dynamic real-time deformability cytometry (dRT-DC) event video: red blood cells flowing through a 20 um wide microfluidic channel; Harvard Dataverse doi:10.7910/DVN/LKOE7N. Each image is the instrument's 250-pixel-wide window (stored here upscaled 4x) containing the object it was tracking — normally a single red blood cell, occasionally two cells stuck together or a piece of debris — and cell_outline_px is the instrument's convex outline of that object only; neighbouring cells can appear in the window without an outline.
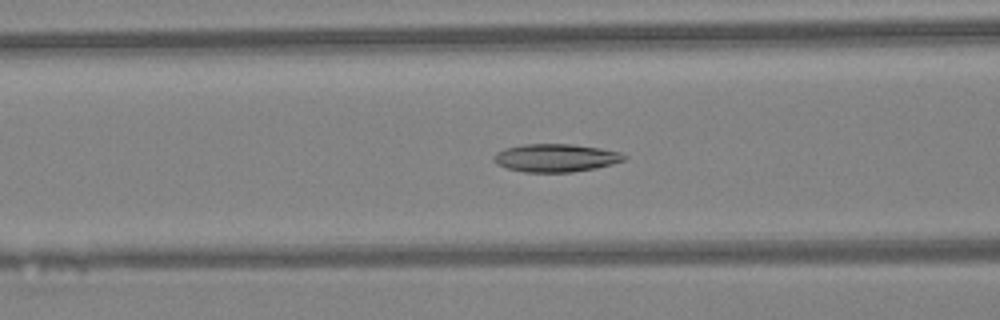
{"species": "Egyptian fruit bat (a non-hibernating species)", "species_latin": "Rousettus aegyptiacus", "temperature_condition": "warm", "stored_images_in_passage": 46, "camera_frame_rate_fps": 3000, "um_per_image_px": 0.085, "animal": {"sex": "female"}, "frame": {"image": 1, "passage_image": 18, "time_ms": 5.667, "image_size_px": [1000, 320], "cell_outline_px": [[628, 156], [624, 160], [612, 164], [596, 168], [572, 172], [524, 172], [508, 168], [496, 164], [492, 160], [492, 156], [496, 152], [504, 148], [524, 144], [572, 144], [600, 148], [620, 152]], "centroid_in_image_um": [47.21, 13.41], "position_along_channel_um": 119.4, "area_um2": 21.39}}
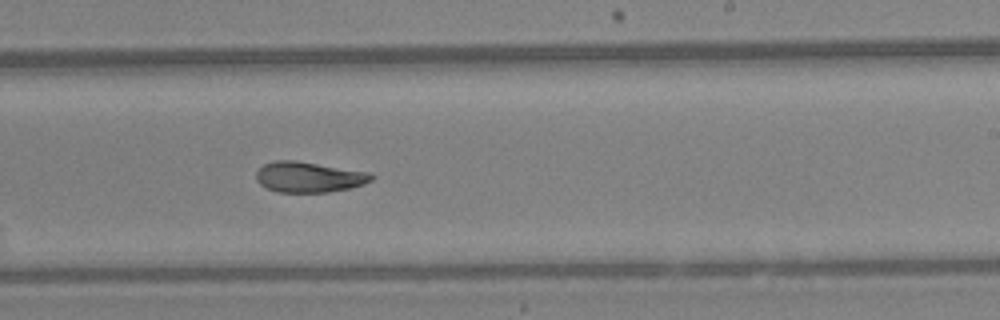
{"frame": {"image": 2, "passage_image": 28, "time_ms": 9.0, "image_size_px": [1000, 320], "cell_outline_px": [[376, 176], [372, 180], [364, 184], [348, 188], [328, 192], [276, 192], [260, 184], [256, 180], [256, 172], [264, 164], [272, 160], [296, 160], [372, 172]], "centroid_in_image_um": [26.28, 15.03], "position_along_channel_um": 262.7, "area_um2": 20.75}}
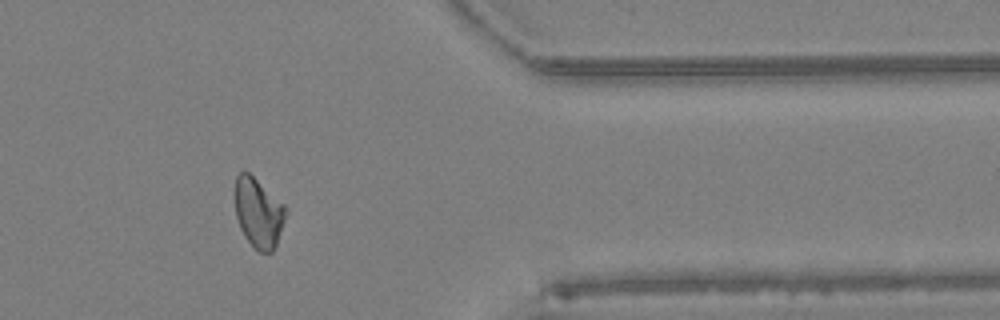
{"frame": {"image": 3, "passage_image": 38, "time_ms": 12.333, "image_size_px": [1000, 320], "cell_outline_px": [[288, 212], [276, 244], [272, 252], [260, 252], [252, 248], [244, 236], [240, 228], [236, 216], [232, 192], [236, 176], [244, 168], [284, 204], [288, 208]], "centroid_in_image_um": [21.93, 18.05], "position_along_channel_um": 389.5, "area_um2": 21.27}, "authors_computed_cell_mechanics": {"area_um2": 21.097, "velocity_mm_per_s": 4.3343, "shape_relaxation_time_tau1_ms": 4.7827, "shape_relaxation_time_tau2_ms": 2.8002, "deformation_change_tau1": 0.1716, "deformation_change_tau2": 0.1069}}